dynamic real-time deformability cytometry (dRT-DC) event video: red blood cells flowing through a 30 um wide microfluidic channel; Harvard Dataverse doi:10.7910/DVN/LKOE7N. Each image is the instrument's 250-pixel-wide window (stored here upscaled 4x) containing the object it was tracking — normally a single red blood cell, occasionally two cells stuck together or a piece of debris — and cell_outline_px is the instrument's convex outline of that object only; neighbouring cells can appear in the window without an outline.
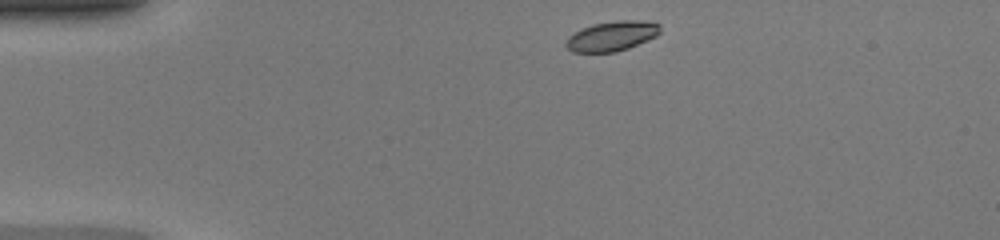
{"species": "common noctule bat (a hibernating species)", "species_latin": "Nyctalus noctula", "temperature_condition": "warm", "stored_images_in_passage": 39, "camera_frame_rate_fps": 3000, "um_per_image_px": 0.085, "animal": {"sex": "female", "body_mass_g": 20.0, "forearm_length_mm": 54.0}, "frame": {"image": 1, "passage_image": 1, "time_ms": 0.0, "image_size_px": [1000, 240], "cell_outline_px": [[660, 32], [656, 36], [648, 40], [628, 48], [616, 52], [572, 52], [564, 44], [568, 36], [580, 28], [592, 24], [616, 20], [640, 20], [660, 24]], "centroid_in_image_um": [51.98, 3.06], "position_along_channel_um": 33.0, "area_um2": 16.53}}
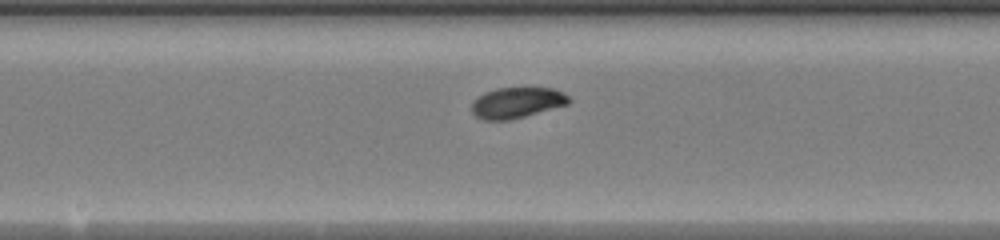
{"frame": {"image": 2, "passage_image": 17, "time_ms": 5.333, "image_size_px": [1000, 240], "cell_outline_px": [[572, 100], [568, 104], [524, 116], [508, 120], [484, 120], [476, 116], [472, 112], [472, 100], [484, 92], [496, 88], [552, 88], [568, 96]], "centroid_in_image_um": [43.89, 8.72], "position_along_channel_um": 204.3, "area_um2": 17.28}}
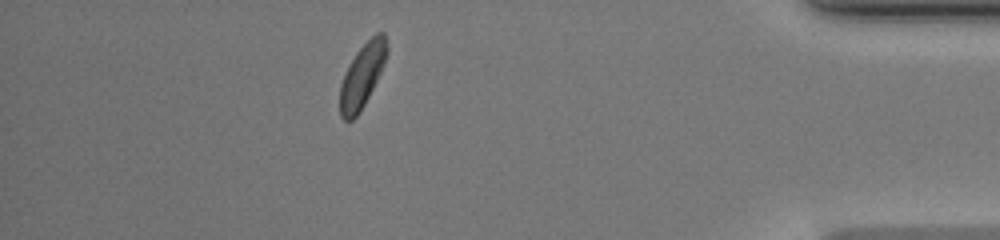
{"frame": {"image": 3, "passage_image": 34, "time_ms": 11.0, "image_size_px": [1000, 240], "cell_outline_px": [[388, 52], [384, 64], [360, 112], [352, 120], [344, 120], [340, 116], [340, 84], [356, 52], [376, 32], [384, 32], [388, 48]], "centroid_in_image_um": [30.79, 6.42], "position_along_channel_um": 404.4, "area_um2": 17.05}, "authors_computed_cell_mechanics": {"area_um2": 17.34, "velocity_mm_per_s": 4.2841, "shape_relaxation_time_tau1_ms": 1.8671, "shape_relaxation_time_tau2_ms": null, "deformation_change_tau1": 0.1261, "deformation_change_tau2": null}}